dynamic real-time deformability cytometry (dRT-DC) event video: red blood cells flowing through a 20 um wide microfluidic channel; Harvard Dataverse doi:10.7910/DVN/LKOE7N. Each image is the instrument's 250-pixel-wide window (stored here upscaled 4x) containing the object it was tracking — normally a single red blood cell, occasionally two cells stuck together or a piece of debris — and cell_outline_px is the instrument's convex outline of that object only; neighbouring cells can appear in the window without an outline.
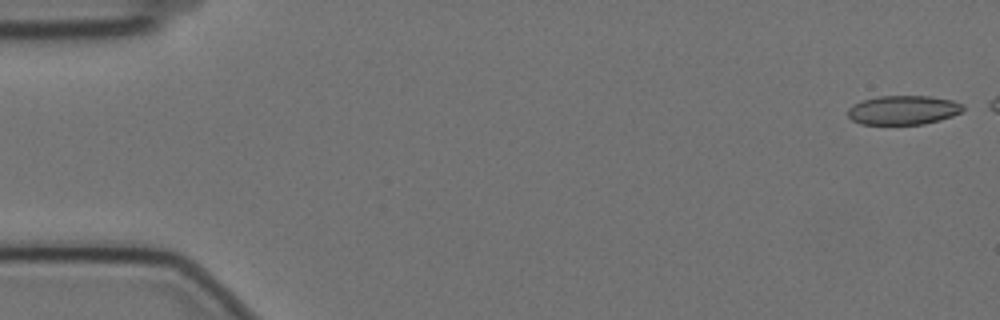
{"species": "Egyptian fruit bat (a non-hibernating species)", "species_latin": "Rousettus aegyptiacus", "temperature_condition": "cold", "stored_images_in_passage": 50, "camera_frame_rate_fps": 3000, "um_per_image_px": 0.085, "animal": {"sex": "female"}, "frame": {"image": 1, "passage_image": 1, "time_ms": 0.0, "image_size_px": [1000, 320], "cell_outline_px": [[964, 108], [960, 112], [952, 116], [940, 120], [924, 124], [860, 124], [852, 120], [848, 116], [848, 108], [852, 104], [864, 100], [880, 96], [932, 96], [952, 100], [964, 104]], "centroid_in_image_um": [76.78, 9.35], "position_along_channel_um": 8.2, "area_um2": 19.59}}
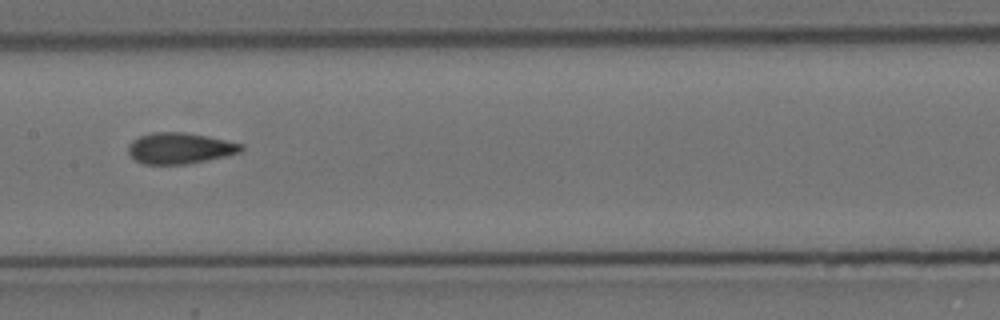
{"frame": {"image": 2, "passage_image": 28, "time_ms": 9.0, "image_size_px": [1000, 320], "cell_outline_px": [[244, 148], [240, 152], [224, 156], [184, 164], [144, 164], [136, 160], [128, 152], [128, 144], [132, 140], [140, 136], [152, 132], [184, 132], [208, 136], [244, 144]], "centroid_in_image_um": [15.28, 12.58], "position_along_channel_um": 192.1, "area_um2": 20.29}}
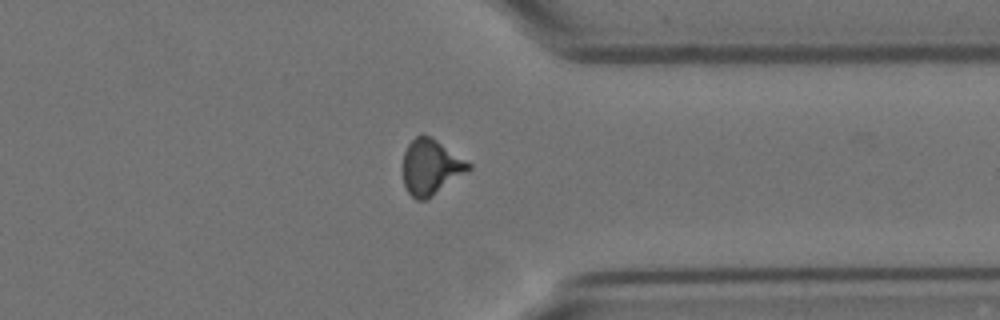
{"frame": {"image": 3, "passage_image": 44, "time_ms": 14.333, "image_size_px": [1000, 320], "cell_outline_px": [[472, 168], [468, 172], [432, 196], [424, 200], [416, 200], [408, 192], [404, 184], [404, 152], [408, 144], [420, 132], [436, 140], [472, 164]], "centroid_in_image_um": [36.63, 14.2], "position_along_channel_um": 374.8, "area_um2": 21.04}, "authors_computed_cell_mechanics": {"area_um2": 20.4901, "velocity_mm_per_s": 3.5191, "shape_relaxation_time_tau1_ms": 10.8093, "shape_relaxation_time_tau2_ms": 2.1802, "deformation_change_tau1": 0.2188, "deformation_change_tau2": 0.0856}}